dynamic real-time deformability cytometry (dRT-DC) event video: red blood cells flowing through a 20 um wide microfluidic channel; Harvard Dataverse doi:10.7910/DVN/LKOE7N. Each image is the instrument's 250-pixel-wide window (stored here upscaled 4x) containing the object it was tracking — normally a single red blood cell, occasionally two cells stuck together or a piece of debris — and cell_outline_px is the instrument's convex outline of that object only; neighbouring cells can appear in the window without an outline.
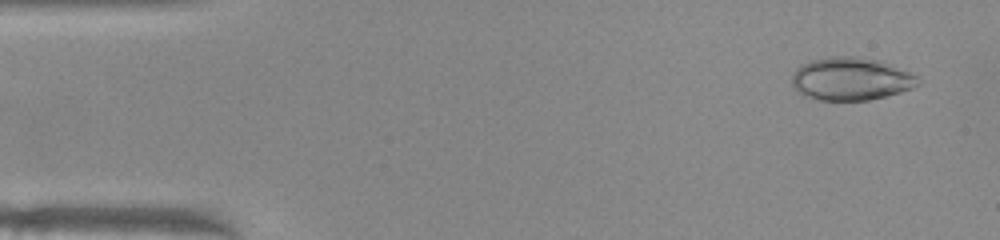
{"species": "common noctule bat (a hibernating species)", "species_latin": "Nyctalus noctula", "temperature_condition": "warm", "stored_images_in_passage": 50, "camera_frame_rate_fps": 3000, "um_per_image_px": 0.085, "animal": {"sex": "female", "body_mass_g": 22.0, "forearm_length_mm": 56.7}, "frame": {"image": 1, "passage_image": 3, "time_ms": 0.667, "image_size_px": [1000, 240], "cell_outline_px": [[920, 84], [912, 88], [900, 92], [868, 100], [820, 100], [804, 96], [796, 92], [792, 84], [792, 72], [800, 64], [812, 60], [828, 56], [856, 56], [880, 60], [912, 72], [920, 76]], "centroid_in_image_um": [72.33, 6.69], "position_along_channel_um": 12.7, "area_um2": 32.02}}
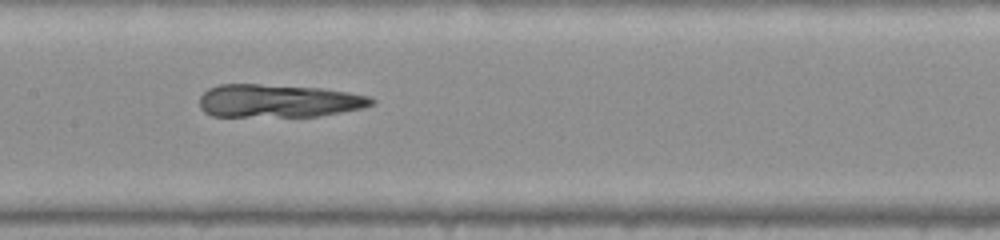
{"frame": {"image": 2, "passage_image": 24, "time_ms": 7.667, "image_size_px": [1000, 240], "cell_outline_px": [[376, 100], [372, 104], [360, 108], [320, 116], [212, 116], [204, 112], [200, 108], [200, 96], [208, 88], [220, 84], [260, 84], [320, 88], [348, 92], [368, 96]], "centroid_in_image_um": [23.62, 8.57], "position_along_channel_um": 183.8, "area_um2": 33.0}}
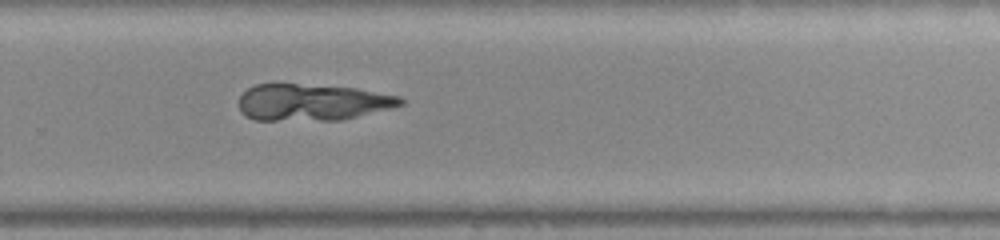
{"frame": {"image": 3, "passage_image": 33, "time_ms": 10.667, "image_size_px": [1000, 240], "cell_outline_px": [[404, 104], [392, 108], [340, 120], [256, 120], [244, 116], [240, 112], [240, 96], [248, 88], [256, 84], [296, 84], [356, 88], [400, 96], [404, 100]], "centroid_in_image_um": [26.54, 8.7], "position_along_channel_um": 303.3, "area_um2": 34.45}}